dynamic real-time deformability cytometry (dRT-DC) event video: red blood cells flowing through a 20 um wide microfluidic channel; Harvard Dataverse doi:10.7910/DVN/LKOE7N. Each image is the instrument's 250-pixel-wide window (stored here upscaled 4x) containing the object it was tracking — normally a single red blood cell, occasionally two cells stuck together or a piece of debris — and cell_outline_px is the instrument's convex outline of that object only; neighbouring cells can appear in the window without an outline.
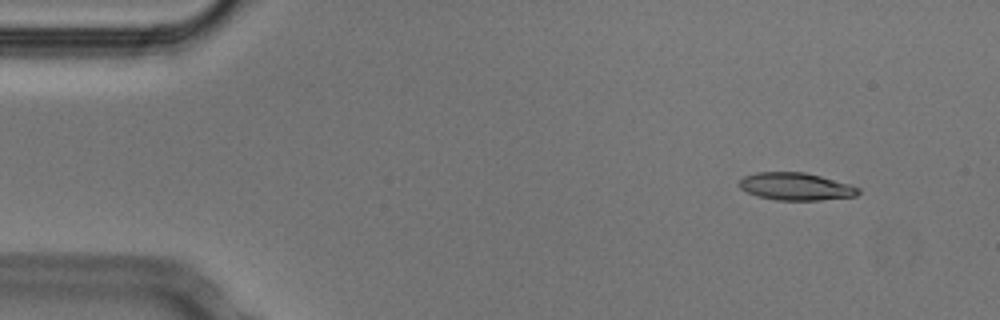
{"species": "Egyptian fruit bat (a non-hibernating species)", "species_latin": "Rousettus aegyptiacus", "temperature_condition": "cold", "stored_images_in_passage": 52, "camera_frame_rate_fps": 3000, "um_per_image_px": 0.085, "animal": {"sex": "male"}, "frame": {"image": 1, "passage_image": 5, "time_ms": 1.333, "image_size_px": [1000, 320], "cell_outline_px": [[860, 192], [856, 196], [820, 200], [776, 200], [756, 196], [740, 188], [740, 180], [744, 176], [756, 172], [804, 172], [820, 176], [848, 184], [860, 188]], "centroid_in_image_um": [67.63, 15.85], "position_along_channel_um": 17.4, "area_um2": 18.96}}
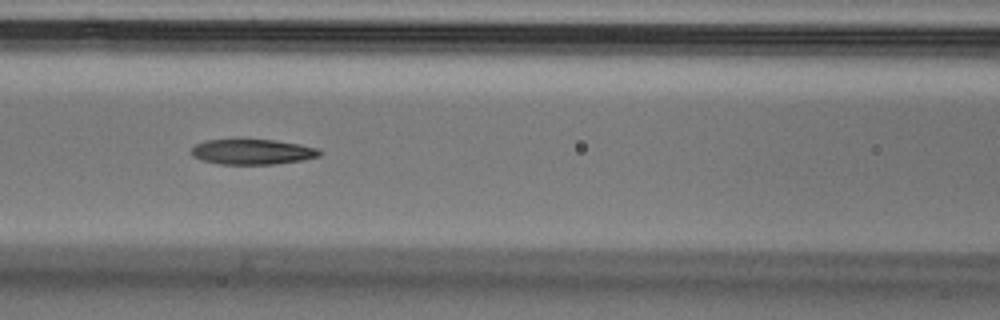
{"frame": {"image": 2, "passage_image": 22, "time_ms": 7.0, "image_size_px": [1000, 320], "cell_outline_px": [[324, 152], [320, 156], [304, 160], [276, 164], [220, 164], [200, 160], [192, 156], [192, 148], [196, 144], [204, 140], [236, 136], [276, 140], [300, 144], [320, 148]], "centroid_in_image_um": [21.45, 12.85], "position_along_channel_um": 145.1, "area_um2": 20.11}}
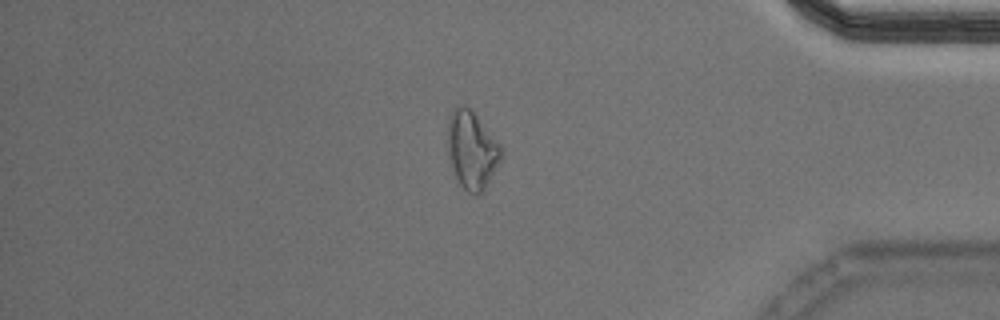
{"frame": {"image": 3, "passage_image": 44, "time_ms": 14.333, "image_size_px": [1000, 320], "cell_outline_px": [[504, 148], [500, 160], [484, 188], [476, 196], [468, 192], [456, 184], [448, 156], [448, 120], [456, 104], [464, 104], [476, 116]], "centroid_in_image_um": [40.07, 12.77], "position_along_channel_um": 395.1, "area_um2": 24.28}}